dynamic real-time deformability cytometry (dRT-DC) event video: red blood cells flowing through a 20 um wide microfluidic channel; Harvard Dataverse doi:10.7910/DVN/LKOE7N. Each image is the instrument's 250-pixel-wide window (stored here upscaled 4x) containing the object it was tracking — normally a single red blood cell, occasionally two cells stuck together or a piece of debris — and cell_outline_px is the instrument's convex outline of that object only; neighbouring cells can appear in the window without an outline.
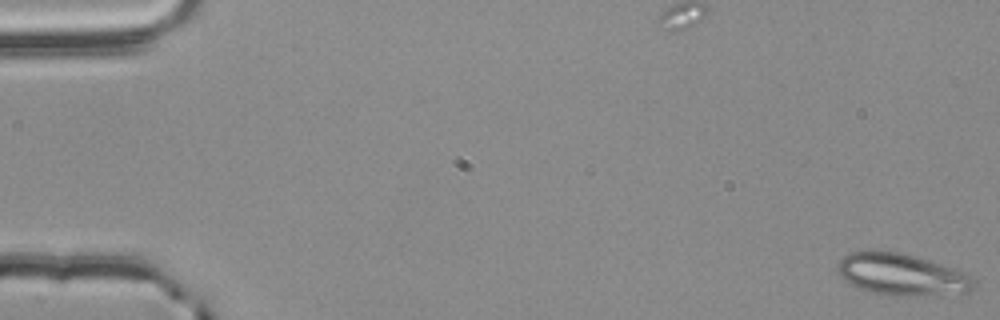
{"species": "common noctule bat (a hibernating species)", "species_latin": "Nyctalus noctula", "temperature_condition": "room temperature", "stored_images_in_passage": 56, "segment_of_instrument_passage": [1, 2], "camera_frame_rate_fps": 3000, "um_per_image_px": 0.085, "animal": {"sex": "male", "body_mass_g": 20.4}, "frame": {"image": 1, "passage_image": 1, "time_ms": 0.0, "image_size_px": [1000, 320], "cell_outline_px": [[976, 284], [968, 292], [916, 296], [888, 296], [872, 292], [848, 284], [840, 276], [836, 268], [836, 264], [848, 252], [868, 248], [900, 252], [916, 256], [964, 272], [972, 276]], "centroid_in_image_um": [76.57, 23.31], "position_along_channel_um": 8.4, "area_um2": 33.81}}